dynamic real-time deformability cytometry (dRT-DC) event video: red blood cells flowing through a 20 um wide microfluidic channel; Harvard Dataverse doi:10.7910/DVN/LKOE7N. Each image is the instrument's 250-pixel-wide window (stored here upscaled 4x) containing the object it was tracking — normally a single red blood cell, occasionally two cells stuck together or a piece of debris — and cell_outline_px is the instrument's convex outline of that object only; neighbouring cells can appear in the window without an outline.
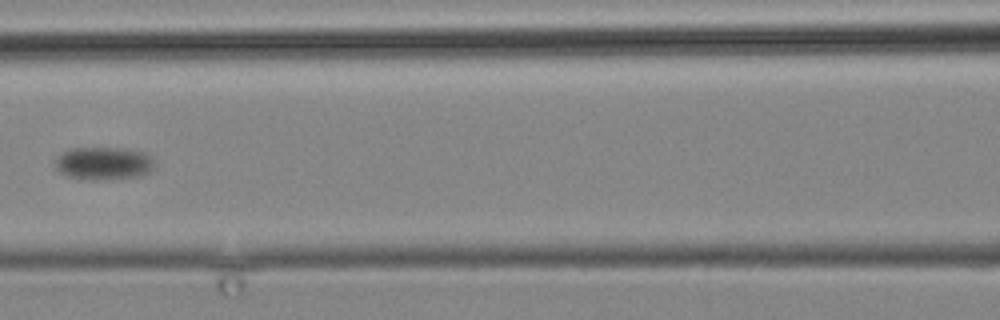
{"species": "common noctule bat (a hibernating species)", "species_latin": "Nyctalus noctula", "temperature_condition": "cold", "stored_images_in_passage": 6, "camera_frame_rate_fps": 3000, "um_per_image_px": 0.085, "animal": {"sex": "male", "body_mass_g": 19.2, "forearm_length_mm": 51.8}, "frame": {"image": 1, "passage_image": 4, "time_ms": 4.333, "image_size_px": [1000, 320], "cell_outline_px": [[152, 168], [148, 172], [140, 176], [108, 180], [88, 180], [68, 176], [60, 172], [56, 168], [56, 156], [72, 148], [124, 148], [144, 152], [152, 156]], "centroid_in_image_um": [8.8, 13.89], "position_along_channel_um": 157.8, "area_um2": 19.07}}
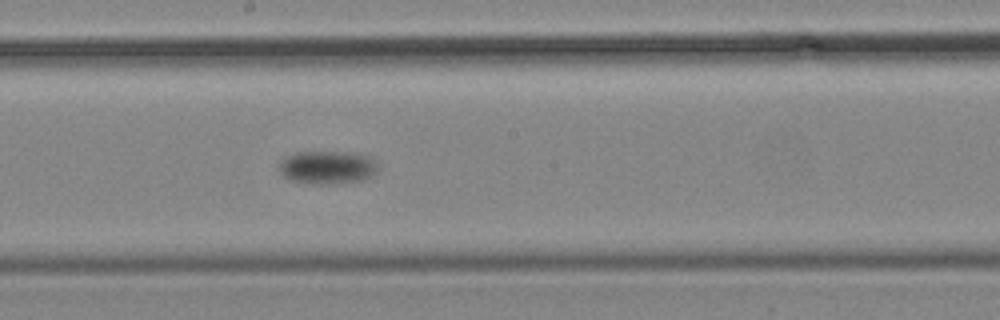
{"frame": {"image": 2, "passage_image": 6, "time_ms": 6.667, "image_size_px": [1000, 320], "cell_outline_px": [[376, 172], [372, 176], [364, 180], [332, 184], [312, 184], [288, 180], [276, 168], [280, 160], [284, 156], [296, 152], [356, 152], [368, 156], [376, 164]], "centroid_in_image_um": [27.76, 14.23], "position_along_channel_um": 220.4, "area_um2": 19.48}}